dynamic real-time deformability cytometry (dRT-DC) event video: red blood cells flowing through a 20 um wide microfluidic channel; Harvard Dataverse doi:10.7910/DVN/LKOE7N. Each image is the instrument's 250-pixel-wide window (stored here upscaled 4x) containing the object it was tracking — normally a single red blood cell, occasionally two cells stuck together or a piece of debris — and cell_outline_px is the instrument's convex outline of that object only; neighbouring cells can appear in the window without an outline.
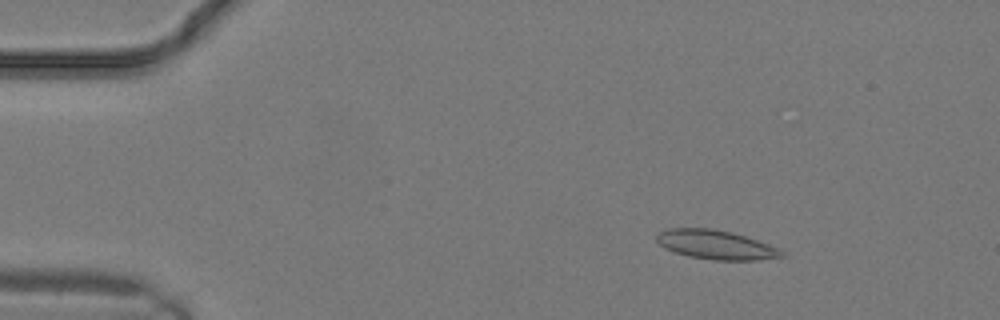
{"species": "common noctule bat (a hibernating species)", "species_latin": "Nyctalus noctula", "temperature_condition": "warm", "stored_images_in_passage": 13, "camera_frame_rate_fps": 3000, "um_per_image_px": 0.085, "animal": {"sex": "male", "body_mass_g": 19.2, "forearm_length_mm": 51.8}, "frame": {"image": 1, "passage_image": 4, "time_ms": 1.0, "image_size_px": [1000, 320], "cell_outline_px": [[784, 256], [756, 260], [716, 260], [688, 256], [664, 248], [656, 240], [656, 232], [668, 228], [712, 228], [732, 232], [768, 244], [784, 252]], "centroid_in_image_um": [60.79, 20.79], "position_along_channel_um": 24.2, "area_um2": 21.1}}
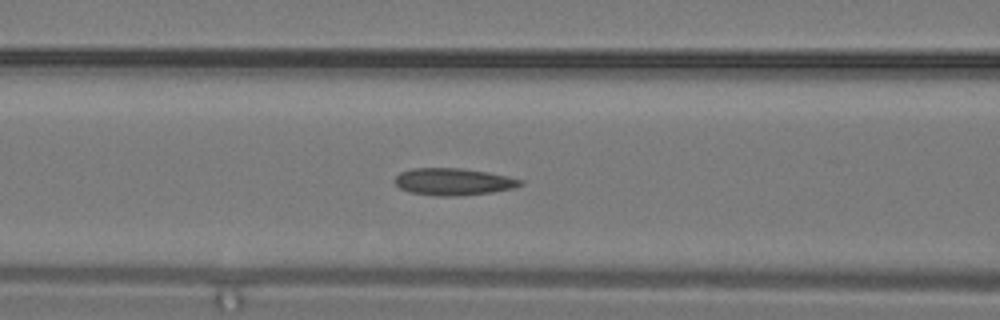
{"frame": {"image": 2, "passage_image": 11, "time_ms": 3.333, "image_size_px": [1000, 320], "cell_outline_px": [[524, 184], [516, 188], [492, 192], [452, 196], [436, 196], [412, 192], [400, 188], [392, 180], [400, 172], [412, 168], [460, 168], [488, 172], [508, 176], [524, 180]], "centroid_in_image_um": [38.56, 15.44], "position_along_channel_um": 128.0, "area_um2": 19.88}}
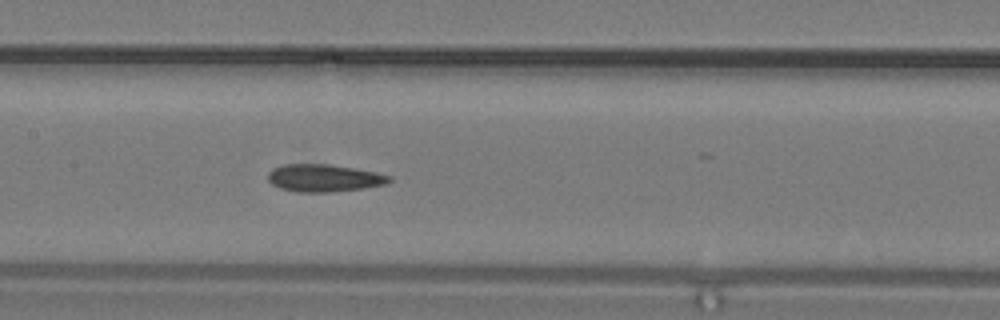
{"frame": {"image": 3, "passage_image": 13, "time_ms": 4.0, "image_size_px": [1000, 320], "cell_outline_px": [[392, 180], [384, 184], [360, 188], [332, 192], [300, 192], [280, 188], [272, 184], [268, 180], [268, 172], [272, 168], [284, 164], [328, 164], [356, 168], [376, 172], [392, 176]], "centroid_in_image_um": [27.52, 15.12], "position_along_channel_um": 179.9, "area_um2": 19.36}}